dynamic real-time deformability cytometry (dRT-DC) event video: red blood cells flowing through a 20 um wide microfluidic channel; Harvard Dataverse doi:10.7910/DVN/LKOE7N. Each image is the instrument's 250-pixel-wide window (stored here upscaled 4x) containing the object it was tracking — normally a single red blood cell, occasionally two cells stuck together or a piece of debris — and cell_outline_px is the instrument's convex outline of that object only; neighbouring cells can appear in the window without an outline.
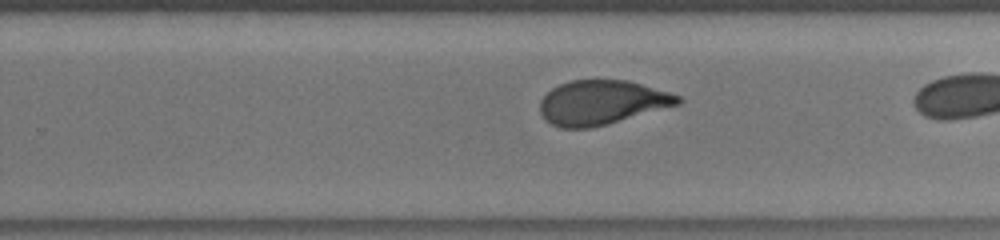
{"species": "human", "species_latin": "Homo sapiens", "temperature_condition": "room temperature", "stored_images_in_passage": 28, "camera_frame_rate_fps": 3000, "um_per_image_px": 0.085, "donor": {"sex": "male"}, "frame": {"image": 1, "passage_image": 20, "time_ms": 6.333, "image_size_px": [1000, 240], "cell_outline_px": [[684, 100], [680, 104], [608, 124], [592, 128], [560, 128], [544, 120], [540, 112], [540, 100], [552, 88], [560, 84], [572, 80], [628, 80], [668, 92], [680, 96]], "centroid_in_image_um": [51.14, 8.72], "position_along_channel_um": 278.7, "area_um2": 35.66}}